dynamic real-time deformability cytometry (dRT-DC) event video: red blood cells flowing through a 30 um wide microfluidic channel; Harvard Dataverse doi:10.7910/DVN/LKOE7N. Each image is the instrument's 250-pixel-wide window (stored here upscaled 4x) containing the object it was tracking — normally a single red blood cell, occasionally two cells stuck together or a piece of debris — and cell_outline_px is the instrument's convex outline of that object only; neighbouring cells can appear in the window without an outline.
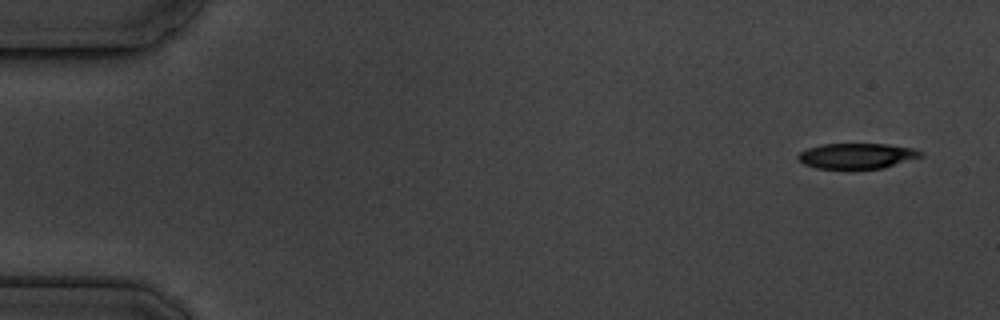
{"species": "common noctule bat (a hibernating species)", "species_latin": "Nyctalus noctula", "temperature_condition": "cold", "stored_images_in_passage": 6, "camera_frame_rate_fps": 3000, "um_per_image_px": 0.085, "animal": {"sex": "male", "body_mass_g": 19.5, "forearm_length_mm": 54.6}, "frame": {"image": 1, "passage_image": 1, "time_ms": 0.0, "image_size_px": [1000, 320], "cell_outline_px": [[924, 156], [884, 168], [816, 168], [804, 164], [796, 156], [800, 152], [808, 148], [820, 144], [888, 144], [912, 148], [924, 152]], "centroid_in_image_um": [72.86, 13.24], "position_along_channel_um": 12.1, "area_um2": 18.15}}
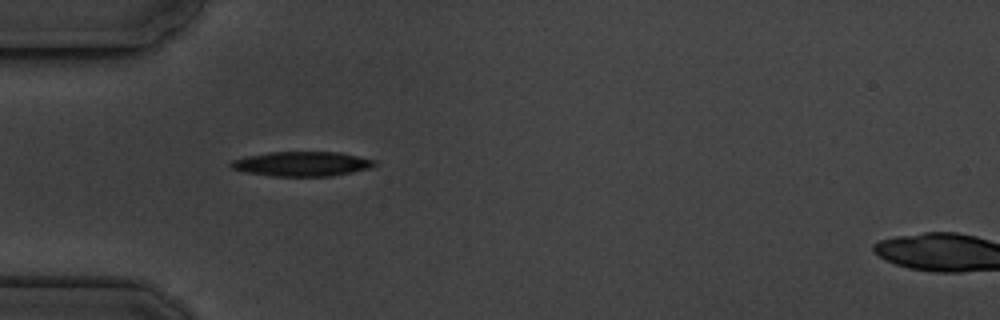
{"frame": {"image": 2, "passage_image": 5, "time_ms": 4.667, "image_size_px": [1000, 320], "cell_outline_px": [[376, 164], [368, 168], [352, 172], [332, 176], [272, 176], [244, 172], [232, 168], [228, 164], [232, 160], [248, 156], [268, 152], [340, 152], [376, 160]], "centroid_in_image_um": [25.64, 13.93], "position_along_channel_um": 59.4, "area_um2": 20.58}}